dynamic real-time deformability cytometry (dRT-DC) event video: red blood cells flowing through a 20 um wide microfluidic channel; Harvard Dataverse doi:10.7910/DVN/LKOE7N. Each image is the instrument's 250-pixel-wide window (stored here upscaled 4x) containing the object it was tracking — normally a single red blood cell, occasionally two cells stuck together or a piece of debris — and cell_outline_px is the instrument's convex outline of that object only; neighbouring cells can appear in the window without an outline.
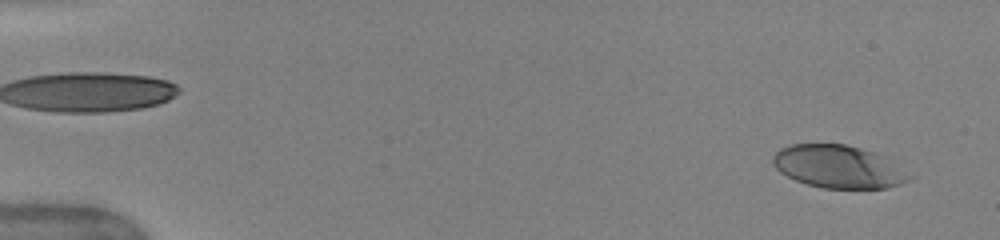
{"species": "human", "species_latin": "Homo sapiens", "temperature_condition": "warm", "stored_images_in_passage": 49, "camera_frame_rate_fps": 3000, "um_per_image_px": 0.085, "donor": {"sex": "female"}, "frame": {"image": 1, "passage_image": 2, "time_ms": 0.333, "image_size_px": [1000, 240], "cell_outline_px": [[916, 176], [900, 184], [888, 188], [824, 188], [808, 184], [796, 180], [780, 172], [776, 168], [772, 160], [772, 156], [780, 148], [792, 144], [844, 144], [860, 148], [884, 156]], "centroid_in_image_um": [71.3, 14.17], "position_along_channel_um": 13.7, "area_um2": 33.99}}
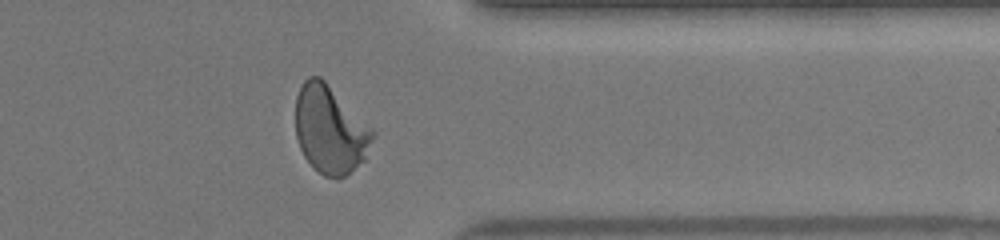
{"frame": {"image": 2, "passage_image": 40, "time_ms": 13.0, "image_size_px": [1000, 240], "cell_outline_px": [[376, 132], [364, 160], [344, 176], [336, 180], [324, 176], [304, 156], [300, 148], [296, 136], [296, 96], [304, 80], [308, 76], [320, 76]], "centroid_in_image_um": [28.05, 11.02], "position_along_channel_um": 383.3, "area_um2": 39.13}}
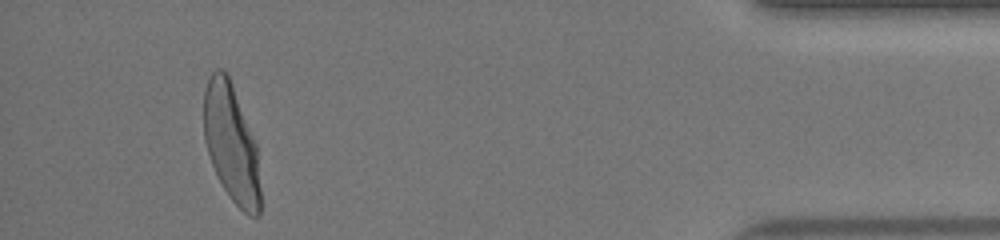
{"frame": {"image": 3, "passage_image": 46, "time_ms": 15.0, "image_size_px": [1000, 240], "cell_outline_px": [[260, 216], [248, 216], [232, 200], [224, 188], [212, 164], [204, 140], [204, 92], [208, 76], [216, 68], [224, 68], [228, 72], [256, 144], [260, 188]], "centroid_in_image_um": [19.65, 12.14], "position_along_channel_um": 415.5, "area_um2": 38.84}, "authors_computed_cell_mechanics": {"area_um2": 37.6856, "velocity_mm_per_s": 4.0755, "shape_relaxation_time_tau1_ms": 3.3661, "shape_relaxation_time_tau2_ms": null, "deformation_change_tau1": 0.1903, "deformation_change_tau2": null}}